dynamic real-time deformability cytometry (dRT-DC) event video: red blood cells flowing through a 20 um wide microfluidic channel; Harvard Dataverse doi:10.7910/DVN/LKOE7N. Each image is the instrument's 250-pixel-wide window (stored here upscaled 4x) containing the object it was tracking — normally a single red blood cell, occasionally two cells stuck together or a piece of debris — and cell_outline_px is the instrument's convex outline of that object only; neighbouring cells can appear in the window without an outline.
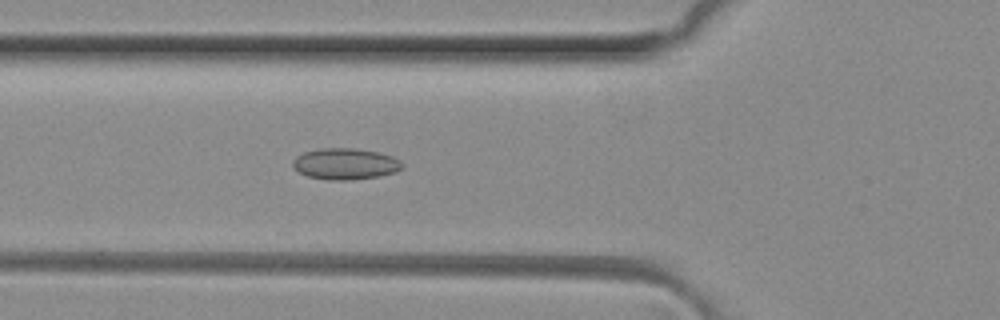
{"species": "common noctule bat (a hibernating species)", "species_latin": "Nyctalus noctula", "temperature_condition": "room temperature", "stored_images_in_passage": 17, "camera_frame_rate_fps": 3000, "um_per_image_px": 0.085, "animal": {"sex": "female", "body_mass_g": 29.2, "forearm_length_mm": 56.3}, "frame": {"image": 1, "passage_image": 7, "time_ms": 2.0, "image_size_px": [1000, 320], "cell_outline_px": [[404, 168], [396, 172], [380, 176], [348, 180], [328, 180], [308, 176], [292, 168], [292, 160], [296, 156], [304, 152], [324, 148], [356, 148], [376, 152], [392, 156], [400, 160], [404, 164]], "centroid_in_image_um": [29.36, 13.93], "position_along_channel_um": 96.4, "area_um2": 20.06}}
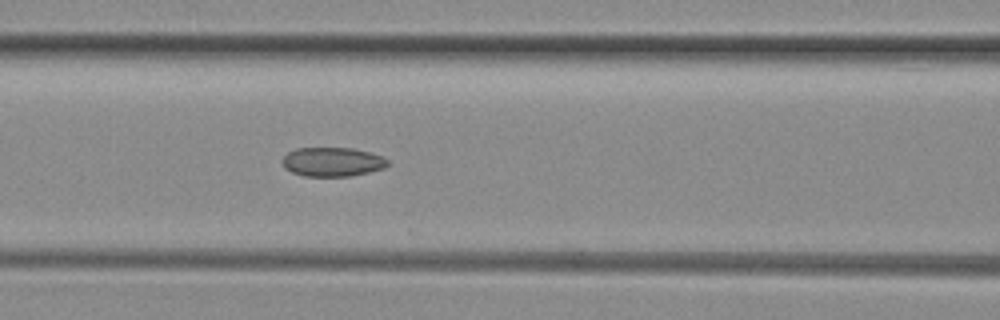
{"frame": {"image": 2, "passage_image": 10, "time_ms": 3.0, "image_size_px": [1000, 320], "cell_outline_px": [[388, 164], [384, 168], [352, 176], [304, 176], [292, 172], [284, 168], [284, 156], [288, 152], [296, 148], [352, 148], [384, 156], [388, 160]], "centroid_in_image_um": [28.27, 13.76], "position_along_channel_um": 138.3, "area_um2": 17.8}}
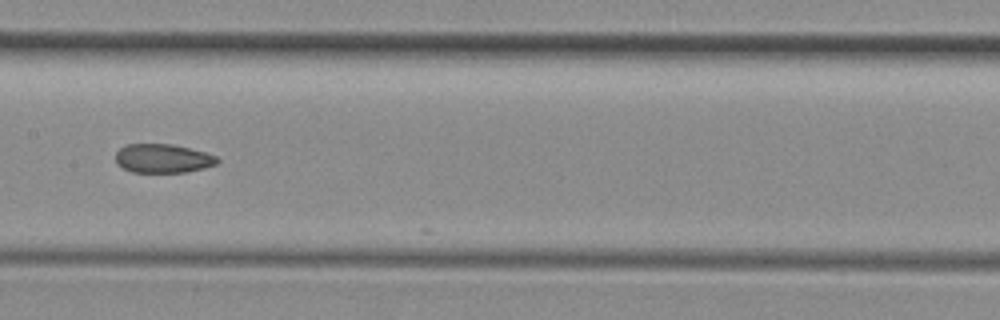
{"frame": {"image": 3, "passage_image": 14, "time_ms": 4.333, "image_size_px": [1000, 320], "cell_outline_px": [[220, 160], [216, 164], [204, 168], [188, 172], [132, 172], [116, 164], [116, 152], [120, 148], [128, 144], [172, 144], [204, 152], [216, 156]], "centroid_in_image_um": [13.84, 13.47], "position_along_channel_um": 193.6, "area_um2": 17.05}}